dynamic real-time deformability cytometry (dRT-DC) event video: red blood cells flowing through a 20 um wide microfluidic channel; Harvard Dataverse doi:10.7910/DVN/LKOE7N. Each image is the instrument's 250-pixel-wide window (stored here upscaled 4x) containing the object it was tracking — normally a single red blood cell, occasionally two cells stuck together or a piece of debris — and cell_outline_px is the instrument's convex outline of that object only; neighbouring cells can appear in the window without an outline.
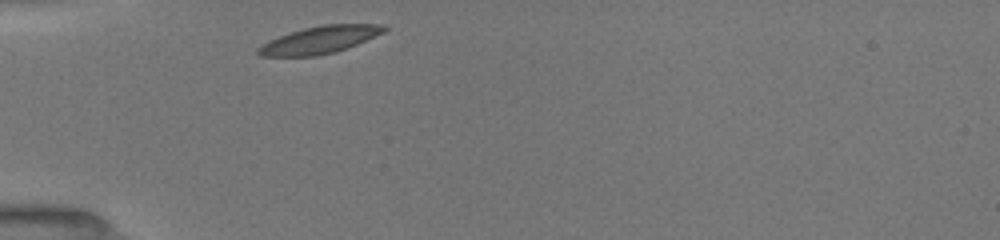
{"species": "common noctule bat (a hibernating species)", "species_latin": "Nyctalus noctula", "temperature_condition": "room temperature", "stored_images_in_passage": 28, "camera_frame_rate_fps": 3000, "um_per_image_px": 0.085, "animal": {"sex": "female", "body_mass_g": 19.5, "forearm_length_mm": 54.1}, "frame": {"image": 1, "passage_image": 1, "time_ms": 0.0, "image_size_px": [1000, 240], "cell_outline_px": [[388, 28], [384, 32], [356, 44], [332, 52], [316, 56], [260, 56], [256, 52], [256, 48], [268, 40], [304, 28], [320, 24], [376, 24]], "centroid_in_image_um": [27.11, 3.38], "position_along_channel_um": 57.9, "area_um2": 19.71}}
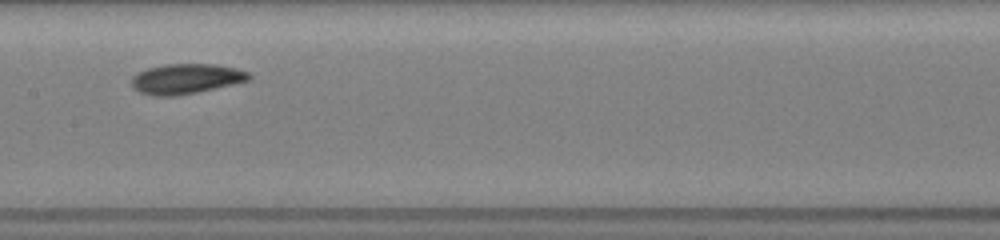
{"frame": {"image": 2, "passage_image": 15, "time_ms": 3.667, "image_size_px": [1000, 240], "cell_outline_px": [[252, 76], [248, 80], [236, 84], [176, 96], [152, 96], [140, 92], [132, 88], [132, 76], [148, 68], [164, 64], [216, 64], [236, 68], [248, 72]], "centroid_in_image_um": [15.82, 6.7], "position_along_channel_um": 191.6, "area_um2": 20.63}}
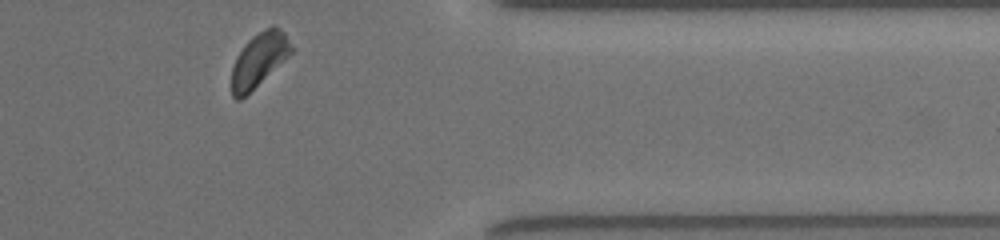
{"frame": {"image": 3, "passage_image": 28, "time_ms": 9.0, "image_size_px": [1000, 240], "cell_outline_px": [[292, 52], [284, 60], [240, 100], [236, 100], [232, 96], [232, 68], [244, 44], [252, 36], [264, 28], [272, 24], [280, 28], [284, 32], [292, 48]], "centroid_in_image_um": [22.01, 5.05], "position_along_channel_um": 389.4, "area_um2": 18.26}, "authors_computed_cell_mechanics": {"area_um2": 19.7965, "velocity_mm_per_s": 3.9337, "shape_relaxation_time_tau1_ms": 3.3451, "shape_relaxation_time_tau2_ms": 5.3222, "deformation_change_tau1": 0.1145, "deformation_change_tau2": 0.1046}}